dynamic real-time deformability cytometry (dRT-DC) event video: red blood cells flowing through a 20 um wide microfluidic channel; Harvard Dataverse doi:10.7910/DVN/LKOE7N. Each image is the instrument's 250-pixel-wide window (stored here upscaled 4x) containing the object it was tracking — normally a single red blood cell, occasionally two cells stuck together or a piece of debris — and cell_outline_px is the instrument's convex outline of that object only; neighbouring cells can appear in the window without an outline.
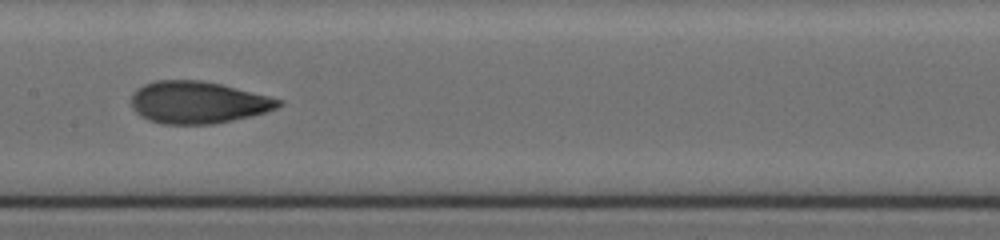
{"species": "human", "species_latin": "Homo sapiens", "temperature_condition": "cold", "stored_images_in_passage": 31, "camera_frame_rate_fps": 3000, "um_per_image_px": 0.085, "donor": {"sex": "female"}, "frame": {"image": 1, "passage_image": 14, "time_ms": 6.333, "image_size_px": [1000, 240], "cell_outline_px": [[284, 104], [276, 108], [252, 116], [212, 124], [164, 124], [148, 120], [140, 116], [132, 108], [132, 92], [136, 88], [144, 84], [156, 80], [200, 80], [220, 84], [284, 100]], "centroid_in_image_um": [16.8, 8.7], "position_along_channel_um": 190.6, "area_um2": 36.13}}
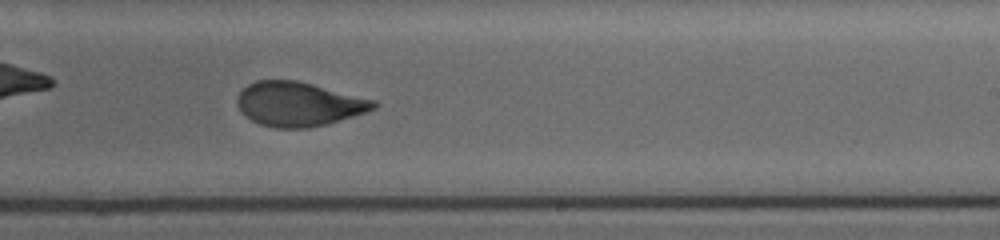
{"frame": {"image": 2, "passage_image": 18, "time_ms": 8.333, "image_size_px": [1000, 240], "cell_outline_px": [[380, 104], [376, 108], [328, 124], [308, 128], [276, 128], [260, 124], [252, 120], [236, 104], [236, 100], [240, 92], [248, 84], [256, 80], [296, 80], [376, 100]], "centroid_in_image_um": [25.4, 8.84], "position_along_channel_um": 263.6, "area_um2": 34.97}, "authors_computed_cell_mechanics": {"area_um2": 35.4892, "velocity_mm_per_s": 3.6754, "shape_relaxation_time_tau1_ms": 4.6884, "shape_relaxation_time_tau2_ms": 0.9646, "deformation_change_tau1": 0.1835, "deformation_change_tau2": 0.0617}}